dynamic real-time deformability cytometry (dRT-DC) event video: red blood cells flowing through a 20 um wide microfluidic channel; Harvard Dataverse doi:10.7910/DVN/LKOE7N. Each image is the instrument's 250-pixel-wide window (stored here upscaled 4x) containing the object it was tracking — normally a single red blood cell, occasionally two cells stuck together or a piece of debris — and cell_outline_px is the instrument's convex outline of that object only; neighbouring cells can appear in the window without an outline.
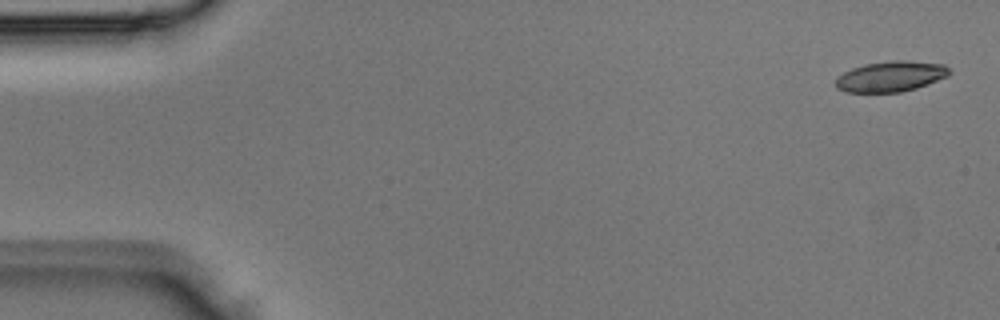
{"species": "Egyptian fruit bat (a non-hibernating species)", "species_latin": "Rousettus aegyptiacus", "temperature_condition": "room temperature", "stored_images_in_passage": 4, "camera_frame_rate_fps": 3000, "um_per_image_px": 0.085, "animal": {"sex": "male"}, "frame": {"image": 1, "passage_image": 1, "time_ms": 0.0, "image_size_px": [1000, 320], "cell_outline_px": [[952, 72], [948, 76], [916, 88], [900, 92], [844, 92], [836, 88], [836, 76], [852, 68], [864, 64], [892, 60], [908, 60], [944, 64]], "centroid_in_image_um": [75.7, 6.49], "position_along_channel_um": 9.3, "area_um2": 20.35}}
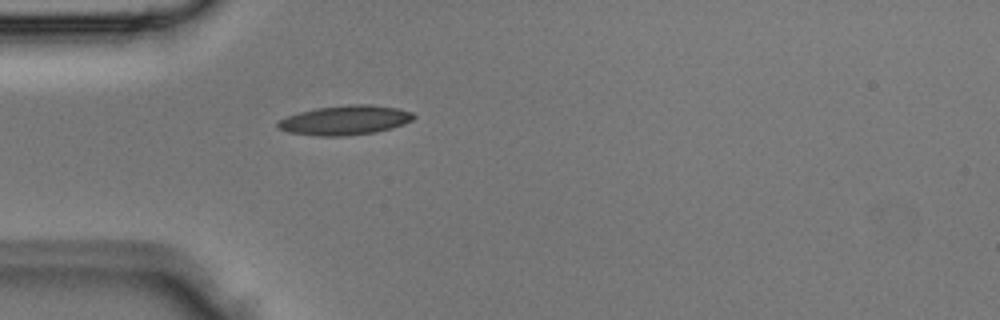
{"frame": {"image": 2, "passage_image": 4, "time_ms": 1.0, "image_size_px": [1000, 320], "cell_outline_px": [[416, 116], [412, 120], [392, 128], [376, 132], [344, 136], [316, 136], [288, 132], [276, 128], [276, 124], [280, 120], [288, 116], [300, 112], [316, 108], [348, 104], [372, 104], [396, 108], [412, 112]], "centroid_in_image_um": [29.32, 10.22], "position_along_channel_um": 55.7, "area_um2": 23.35}}